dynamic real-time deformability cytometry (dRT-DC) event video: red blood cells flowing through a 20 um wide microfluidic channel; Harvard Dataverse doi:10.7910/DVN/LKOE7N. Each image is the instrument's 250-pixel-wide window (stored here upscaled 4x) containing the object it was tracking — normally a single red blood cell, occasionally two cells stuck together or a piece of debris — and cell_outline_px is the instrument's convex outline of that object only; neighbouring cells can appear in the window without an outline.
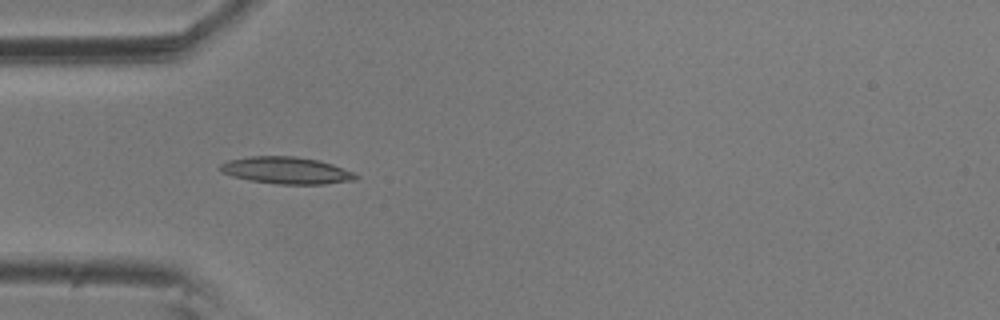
{"species": "common noctule bat (a hibernating species)", "species_latin": "Nyctalus noctula", "temperature_condition": "room temperature", "stored_images_in_passage": 14, "camera_frame_rate_fps": 3000, "um_per_image_px": 0.085, "animal": {"sex": "male", "body_mass_g": 20.5, "forearm_length_mm": 52.5}, "frame": {"image": 1, "passage_image": 4, "time_ms": 1.0, "image_size_px": [1000, 320], "cell_outline_px": [[360, 176], [356, 180], [324, 184], [276, 184], [252, 180], [232, 176], [224, 172], [220, 168], [220, 164], [228, 160], [252, 156], [296, 156], [320, 160], [332, 164], [352, 172]], "centroid_in_image_um": [24.38, 14.48], "position_along_channel_um": 60.6, "area_um2": 21.15}}
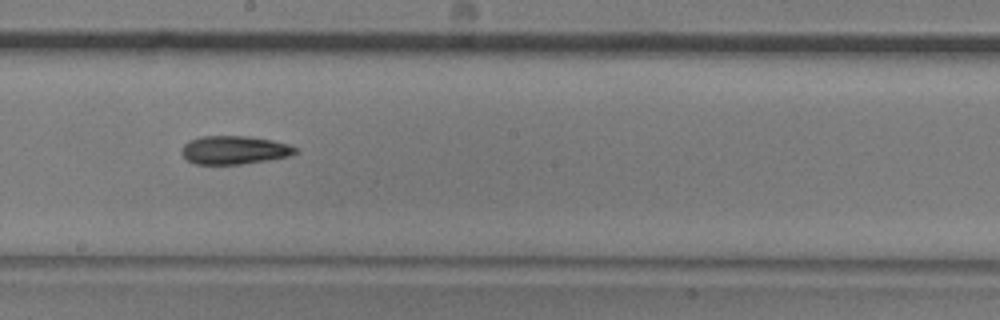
{"frame": {"image": 2, "passage_image": 8, "time_ms": 2.333, "image_size_px": [1000, 320], "cell_outline_px": [[296, 152], [288, 156], [268, 160], [240, 164], [196, 164], [188, 160], [180, 152], [180, 148], [188, 140], [200, 136], [248, 136], [272, 140], [288, 144], [296, 148]], "centroid_in_image_um": [19.86, 12.74], "position_along_channel_um": 228.3, "area_um2": 18.79}}
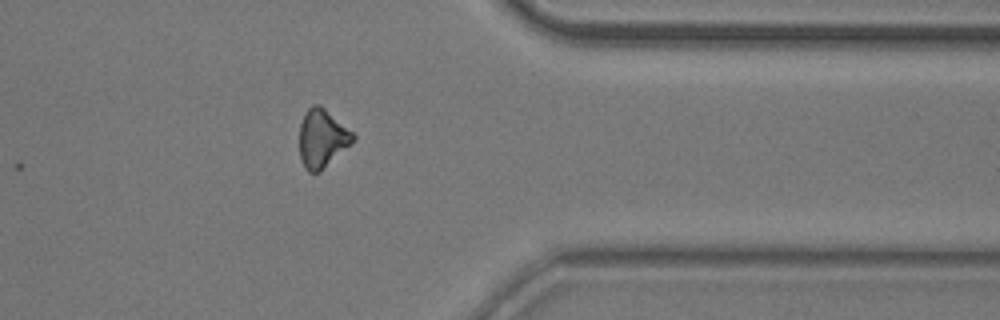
{"frame": {"image": 3, "passage_image": 12, "time_ms": 3.667, "image_size_px": [1000, 320], "cell_outline_px": [[356, 140], [320, 172], [308, 172], [304, 168], [300, 160], [300, 124], [304, 112], [312, 104], [320, 104], [352, 132], [356, 136]], "centroid_in_image_um": [27.37, 11.77], "position_along_channel_um": 384.0, "area_um2": 18.32}}